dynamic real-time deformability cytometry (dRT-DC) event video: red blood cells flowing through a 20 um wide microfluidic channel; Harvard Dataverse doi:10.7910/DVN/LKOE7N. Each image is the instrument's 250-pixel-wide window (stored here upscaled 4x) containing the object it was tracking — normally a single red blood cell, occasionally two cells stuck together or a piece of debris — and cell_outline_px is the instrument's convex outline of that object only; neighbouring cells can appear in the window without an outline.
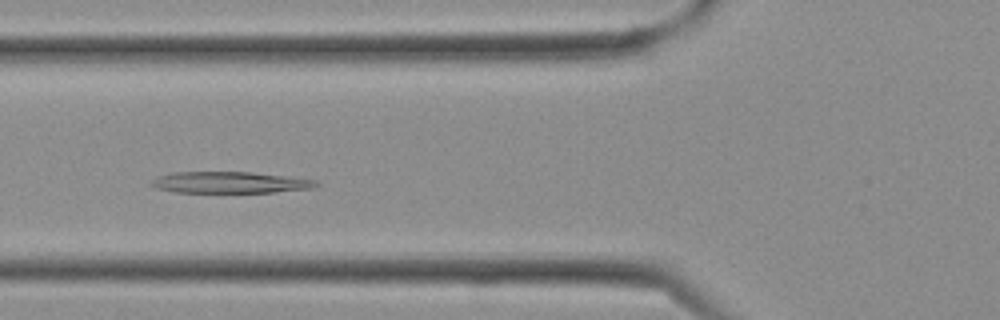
{"species": "Egyptian fruit bat (a non-hibernating species)", "species_latin": "Rousettus aegyptiacus", "temperature_condition": "cold", "stored_images_in_passage": 20, "camera_frame_rate_fps": 3000, "um_per_image_px": 0.085, "frame": {"image": 1, "passage_image": 11, "time_ms": 3.333, "image_size_px": [1000, 320], "cell_outline_px": [[320, 184], [316, 188], [276, 192], [176, 192], [156, 188], [148, 184], [156, 176], [172, 172], [252, 172], [288, 176], [316, 180]], "centroid_in_image_um": [19.56, 15.5], "position_along_channel_um": 106.2, "area_um2": 20.75}}
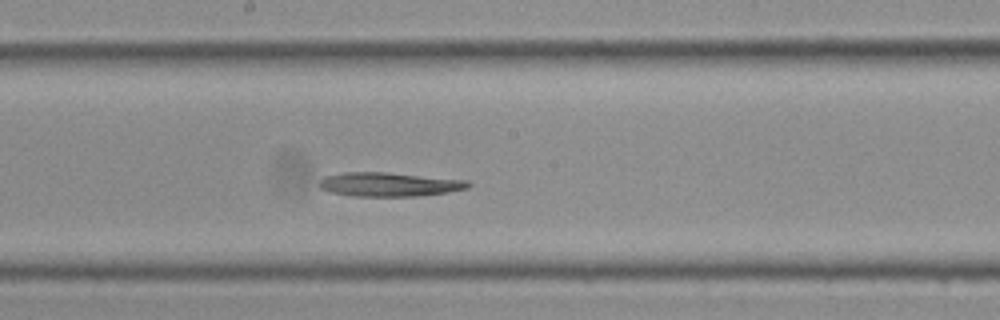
{"frame": {"image": 2, "passage_image": 16, "time_ms": 5.0, "image_size_px": [1000, 320], "cell_outline_px": [[472, 184], [468, 188], [448, 192], [416, 196], [352, 196], [328, 192], [320, 188], [320, 180], [324, 176], [344, 172], [388, 172], [468, 180]], "centroid_in_image_um": [33.08, 15.67], "position_along_channel_um": 215.1, "area_um2": 20.98}}
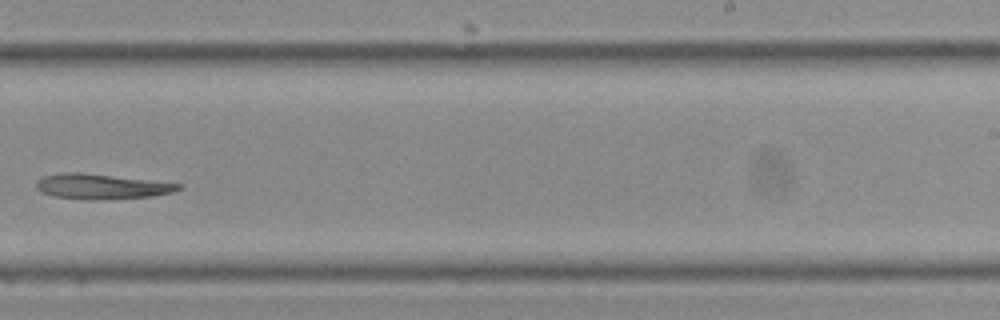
{"frame": {"image": 3, "passage_image": 19, "time_ms": 6.0, "image_size_px": [1000, 320], "cell_outline_px": [[184, 188], [172, 192], [152, 196], [96, 200], [84, 200], [56, 196], [40, 192], [36, 188], [36, 180], [44, 176], [60, 172], [80, 172], [184, 184]], "centroid_in_image_um": [8.62, 15.85], "position_along_channel_um": 280.4, "area_um2": 20.92}}